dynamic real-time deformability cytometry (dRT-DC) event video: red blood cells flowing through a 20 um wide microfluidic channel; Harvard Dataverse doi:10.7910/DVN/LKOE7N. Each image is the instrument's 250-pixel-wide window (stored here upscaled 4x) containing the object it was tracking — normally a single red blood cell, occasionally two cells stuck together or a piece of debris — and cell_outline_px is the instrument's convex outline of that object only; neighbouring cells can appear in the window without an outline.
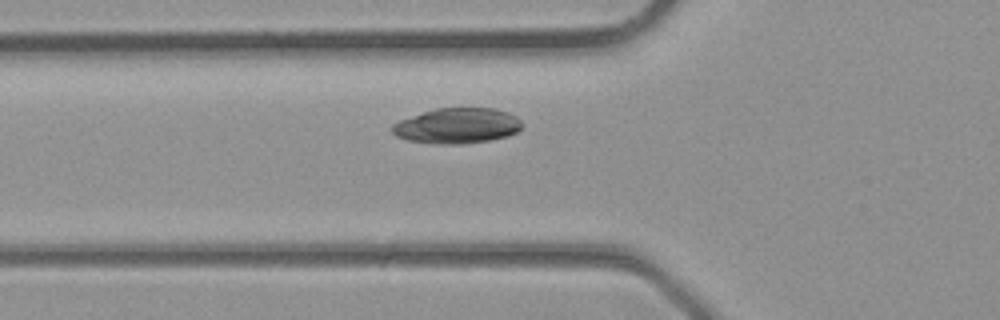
{"species": "common noctule bat (a hibernating species)", "species_latin": "Nyctalus noctula", "temperature_condition": "room temperature", "stored_images_in_passage": 5, "camera_frame_rate_fps": 3000, "um_per_image_px": 0.085, "animal": {"sex": "male", "body_mass_g": 23.1, "forearm_length_mm": 52.7}, "frame": {"image": 1, "passage_image": 5, "time_ms": 1.333, "image_size_px": [1000, 320], "cell_outline_px": [[524, 124], [516, 132], [508, 136], [488, 140], [464, 144], [432, 144], [408, 140], [396, 136], [392, 132], [392, 124], [400, 120], [436, 108], [492, 108], [508, 112], [516, 116]], "centroid_in_image_um": [38.87, 10.7], "position_along_channel_um": 86.9, "area_um2": 26.82}}